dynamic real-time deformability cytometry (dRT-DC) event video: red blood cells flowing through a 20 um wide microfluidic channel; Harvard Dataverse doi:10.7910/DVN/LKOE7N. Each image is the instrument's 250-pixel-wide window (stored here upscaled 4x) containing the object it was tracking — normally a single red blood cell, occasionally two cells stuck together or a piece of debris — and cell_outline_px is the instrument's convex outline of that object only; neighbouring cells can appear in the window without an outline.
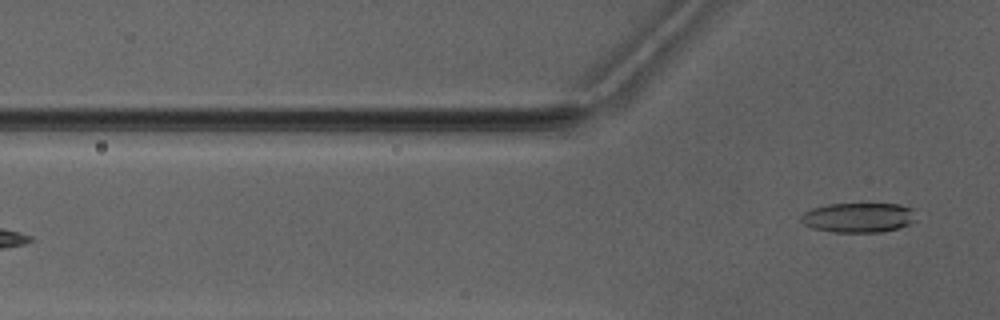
{"species": "Egyptian fruit bat (a non-hibernating species)", "species_latin": "Rousettus aegyptiacus", "temperature_condition": "warm", "stored_images_in_passage": 5, "camera_frame_rate_fps": 3000, "um_per_image_px": 0.085, "animal": {"sex": "male"}, "frame": {"image": 1, "passage_image": 5, "time_ms": 5.667, "image_size_px": [1000, 320], "cell_outline_px": [[916, 220], [908, 224], [896, 228], [880, 232], [832, 232], [812, 228], [804, 224], [800, 220], [800, 216], [804, 212], [812, 208], [828, 204], [900, 204], [912, 208]], "centroid_in_image_um": [72.93, 18.49], "position_along_channel_um": 52.9, "area_um2": 19.88}}